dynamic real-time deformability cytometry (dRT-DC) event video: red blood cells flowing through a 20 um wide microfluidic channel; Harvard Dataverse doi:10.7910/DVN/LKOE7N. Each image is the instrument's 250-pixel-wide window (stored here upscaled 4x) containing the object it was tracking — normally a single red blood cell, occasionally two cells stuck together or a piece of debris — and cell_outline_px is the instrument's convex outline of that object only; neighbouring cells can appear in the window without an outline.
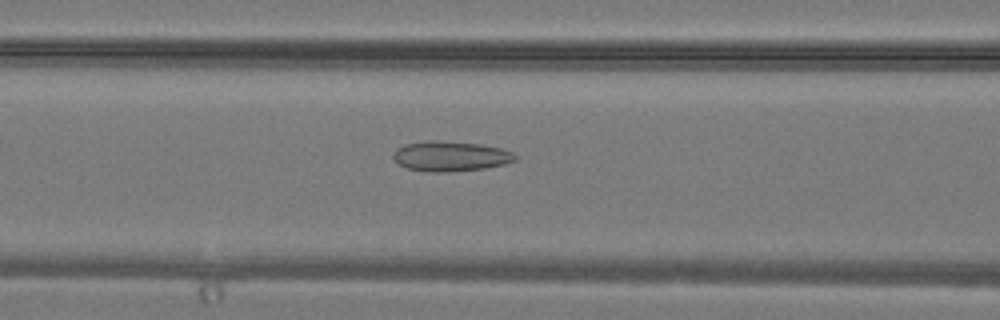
{"species": "common noctule bat (a hibernating species)", "species_latin": "Nyctalus noctula", "temperature_condition": "warm", "stored_images_in_passage": 35, "camera_frame_rate_fps": 3000, "um_per_image_px": 0.085, "animal": {"sex": "male", "body_mass_g": 19.2, "forearm_length_mm": 51.8}, "frame": {"image": 1, "passage_image": 15, "time_ms": 4.667, "image_size_px": [1000, 320], "cell_outline_px": [[516, 160], [504, 164], [484, 168], [444, 172], [432, 172], [408, 168], [400, 164], [392, 156], [396, 148], [404, 144], [428, 140], [436, 140], [480, 144], [500, 148], [512, 152], [516, 156]], "centroid_in_image_um": [38.28, 13.26], "position_along_channel_um": 128.3, "area_um2": 21.15}}
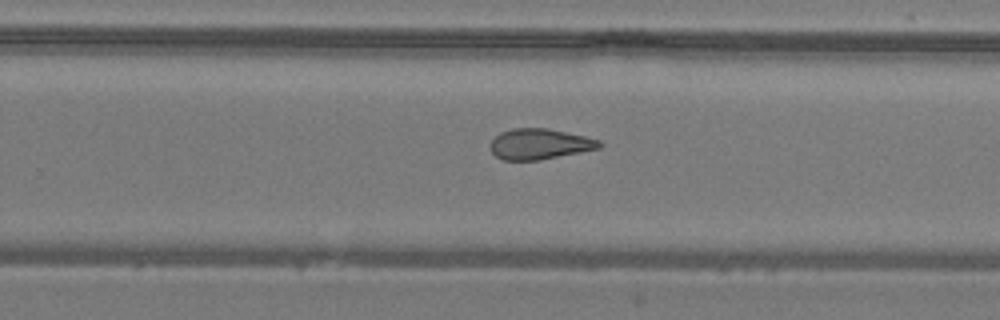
{"frame": {"image": 2, "passage_image": 23, "time_ms": 7.333, "image_size_px": [1000, 320], "cell_outline_px": [[604, 144], [600, 148], [540, 160], [504, 160], [496, 156], [492, 152], [492, 140], [500, 132], [512, 128], [548, 128], [584, 136], [600, 140]], "centroid_in_image_um": [45.89, 12.24], "position_along_channel_um": 283.9, "area_um2": 19.36}}
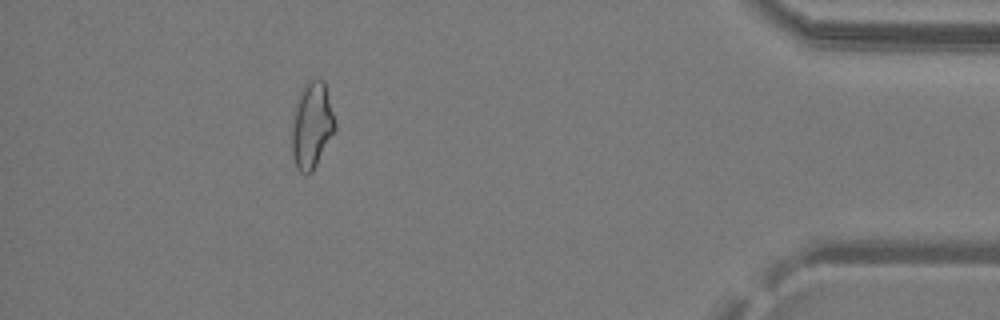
{"frame": {"image": 3, "passage_image": 32, "time_ms": 10.333, "image_size_px": [1000, 320], "cell_outline_px": [[336, 128], [312, 172], [304, 176], [296, 168], [292, 156], [292, 112], [300, 92], [304, 84], [308, 80], [324, 80], [336, 124]], "centroid_in_image_um": [26.47, 10.67], "position_along_channel_um": 408.7, "area_um2": 21.79}}